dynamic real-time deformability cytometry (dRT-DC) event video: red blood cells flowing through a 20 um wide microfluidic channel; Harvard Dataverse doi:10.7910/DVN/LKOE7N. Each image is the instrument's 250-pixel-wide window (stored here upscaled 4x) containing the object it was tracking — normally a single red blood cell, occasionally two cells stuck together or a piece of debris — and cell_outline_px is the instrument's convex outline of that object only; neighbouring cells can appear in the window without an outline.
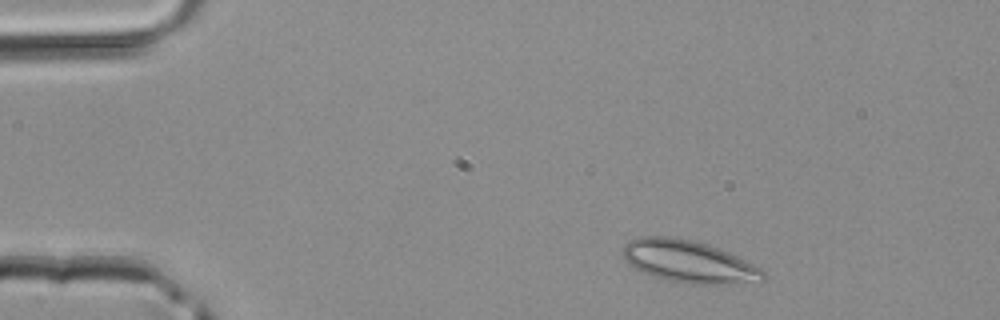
{"species": "common noctule bat (a hibernating species)", "species_latin": "Nyctalus noctula", "temperature_condition": "room temperature", "stored_images_in_passage": 3, "camera_frame_rate_fps": 3000, "um_per_image_px": 0.085, "animal": {"sex": "male", "body_mass_g": 20.4}, "frame": {"image": 1, "passage_image": 1, "time_ms": 0.0, "image_size_px": [1000, 320], "cell_outline_px": [[764, 280], [712, 284], [688, 284], [668, 280], [640, 272], [632, 268], [624, 256], [624, 244], [628, 240], [640, 236], [672, 236], [692, 240], [708, 244], [720, 248], [760, 268], [764, 272]], "centroid_in_image_um": [58.47, 22.21], "position_along_channel_um": 26.5, "area_um2": 34.28}}